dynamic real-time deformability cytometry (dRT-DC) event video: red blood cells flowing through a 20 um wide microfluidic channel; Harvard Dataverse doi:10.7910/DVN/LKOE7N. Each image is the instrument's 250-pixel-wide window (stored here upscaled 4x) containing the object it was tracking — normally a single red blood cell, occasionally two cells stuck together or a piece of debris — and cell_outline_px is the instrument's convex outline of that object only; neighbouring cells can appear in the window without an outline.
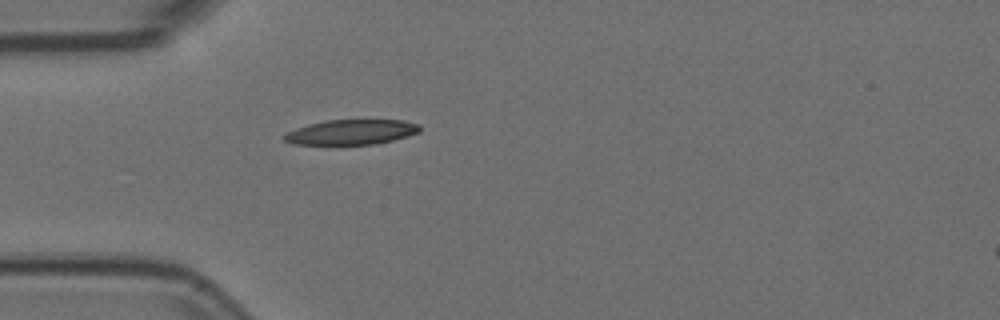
{"species": "Egyptian fruit bat (a non-hibernating species)", "species_latin": "Rousettus aegyptiacus", "temperature_condition": "room temperature", "stored_images_in_passage": 1, "camera_frame_rate_fps": 3000, "um_per_image_px": 0.085, "animal": {"sex": "female"}, "frame": {"image": 1, "passage_image": 1, "time_ms": 0.0, "image_size_px": [1000, 320], "cell_outline_px": [[420, 132], [392, 140], [376, 144], [292, 144], [284, 140], [284, 136], [288, 132], [296, 128], [308, 124], [328, 120], [404, 120], [420, 124]], "centroid_in_image_um": [29.89, 11.22], "position_along_channel_um": 55.1, "area_um2": 19.59}}